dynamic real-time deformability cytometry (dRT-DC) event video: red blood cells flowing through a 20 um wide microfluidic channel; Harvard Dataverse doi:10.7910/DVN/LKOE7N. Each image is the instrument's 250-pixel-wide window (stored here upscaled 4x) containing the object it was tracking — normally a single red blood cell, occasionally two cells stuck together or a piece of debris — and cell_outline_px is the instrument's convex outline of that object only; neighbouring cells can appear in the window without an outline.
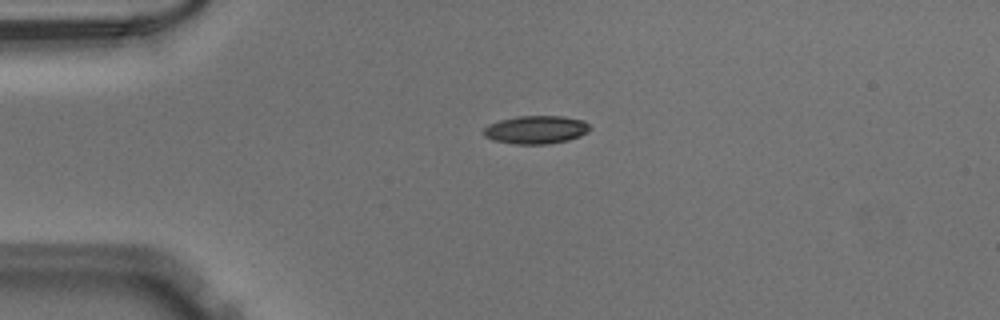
{"species": "Egyptian fruit bat (a non-hibernating species)", "species_latin": "Rousettus aegyptiacus", "temperature_condition": "warm", "stored_images_in_passage": 40, "camera_frame_rate_fps": 3000, "um_per_image_px": 0.085, "animal": {"sex": "male"}, "frame": {"image": 1, "passage_image": 1, "time_ms": 0.0, "image_size_px": [1000, 320], "cell_outline_px": [[592, 128], [588, 132], [580, 136], [568, 140], [548, 144], [516, 144], [492, 140], [484, 136], [484, 128], [488, 124], [500, 120], [516, 116], [560, 116], [584, 120]], "centroid_in_image_um": [45.57, 11.02], "position_along_channel_um": 39.4, "area_um2": 17.51}}
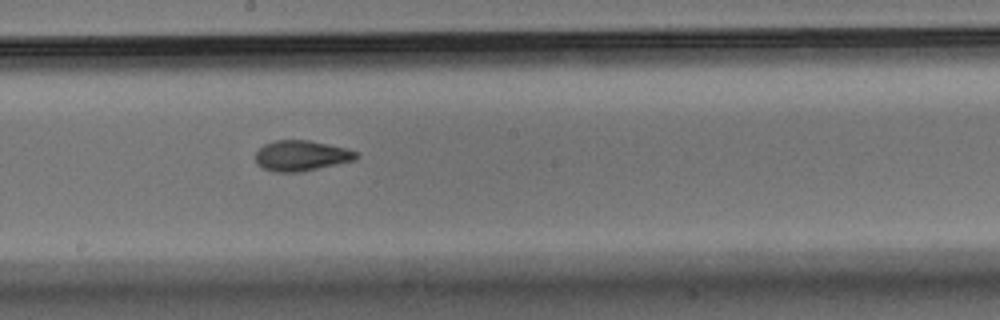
{"frame": {"image": 2, "passage_image": 17, "time_ms": 5.333, "image_size_px": [1000, 320], "cell_outline_px": [[360, 156], [356, 160], [300, 172], [276, 172], [264, 168], [256, 164], [256, 152], [264, 144], [276, 140], [308, 140], [328, 144], [360, 152]], "centroid_in_image_um": [25.64, 13.23], "position_along_channel_um": 222.6, "area_um2": 17.92}}
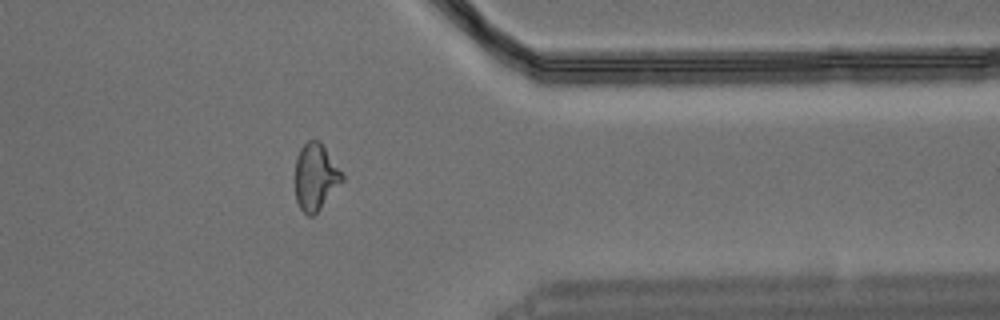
{"frame": {"image": 3, "passage_image": 30, "time_ms": 9.667, "image_size_px": [1000, 320], "cell_outline_px": [[344, 180], [320, 208], [312, 216], [308, 216], [300, 208], [296, 200], [296, 156], [300, 148], [308, 140], [320, 140], [344, 176]], "centroid_in_image_um": [26.82, 15.02], "position_along_channel_um": 384.6, "area_um2": 18.03}}